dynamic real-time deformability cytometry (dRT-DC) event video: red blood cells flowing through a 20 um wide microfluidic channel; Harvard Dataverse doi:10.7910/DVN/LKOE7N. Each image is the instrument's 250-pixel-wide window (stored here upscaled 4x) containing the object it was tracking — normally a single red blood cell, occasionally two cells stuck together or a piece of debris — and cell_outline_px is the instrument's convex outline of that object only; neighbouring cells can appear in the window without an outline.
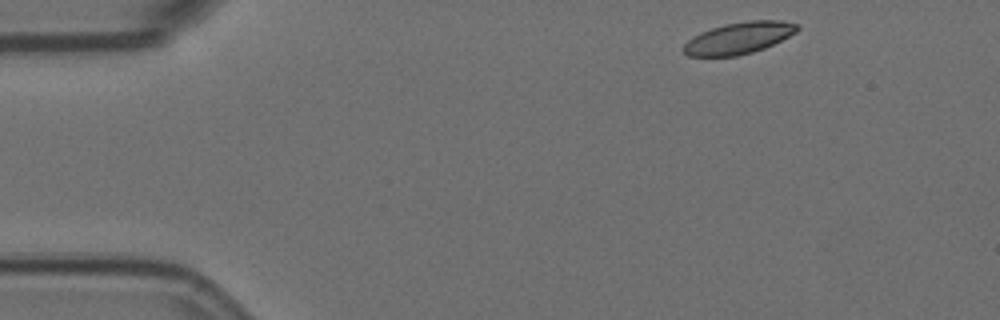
{"species": "Egyptian fruit bat (a non-hibernating species)", "species_latin": "Rousettus aegyptiacus", "temperature_condition": "room temperature", "stored_images_in_passage": 6, "camera_frame_rate_fps": 3000, "um_per_image_px": 0.085, "animal": {"sex": "female"}, "frame": {"image": 1, "passage_image": 1, "time_ms": 0.0, "image_size_px": [1000, 320], "cell_outline_px": [[800, 28], [796, 32], [764, 48], [752, 52], [736, 56], [688, 56], [680, 48], [688, 40], [700, 32], [724, 24], [748, 20], [780, 20], [800, 24]], "centroid_in_image_um": [62.79, 3.22], "position_along_channel_um": 22.2, "area_um2": 20.98}}
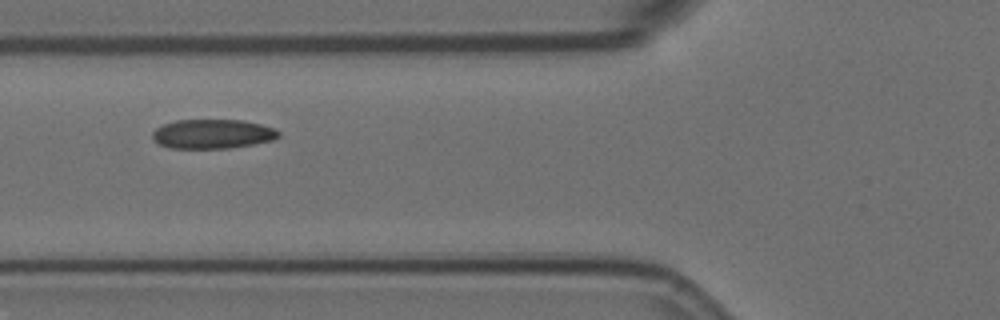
{"frame": {"image": 2, "passage_image": 5, "time_ms": 1.333, "image_size_px": [1000, 320], "cell_outline_px": [[280, 136], [272, 140], [252, 144], [228, 148], [168, 148], [152, 140], [152, 132], [156, 128], [164, 124], [176, 120], [244, 120], [260, 124], [272, 128], [280, 132]], "centroid_in_image_um": [18.03, 11.38], "position_along_channel_um": 107.8, "area_um2": 21.5}}
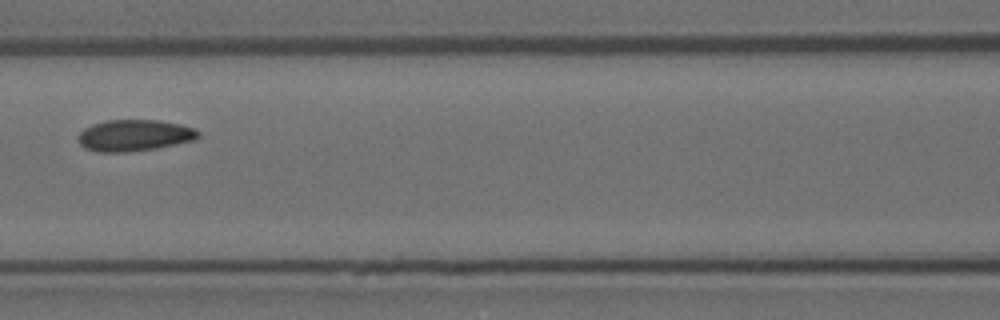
{"frame": {"image": 3, "passage_image": 6, "time_ms": 1.667, "image_size_px": [1000, 320], "cell_outline_px": [[200, 136], [196, 140], [156, 148], [128, 152], [96, 152], [84, 148], [76, 140], [76, 136], [84, 128], [92, 124], [104, 120], [160, 120], [180, 124], [196, 128], [200, 132]], "centroid_in_image_um": [11.41, 11.51], "position_along_channel_um": 155.2, "area_um2": 22.43}}